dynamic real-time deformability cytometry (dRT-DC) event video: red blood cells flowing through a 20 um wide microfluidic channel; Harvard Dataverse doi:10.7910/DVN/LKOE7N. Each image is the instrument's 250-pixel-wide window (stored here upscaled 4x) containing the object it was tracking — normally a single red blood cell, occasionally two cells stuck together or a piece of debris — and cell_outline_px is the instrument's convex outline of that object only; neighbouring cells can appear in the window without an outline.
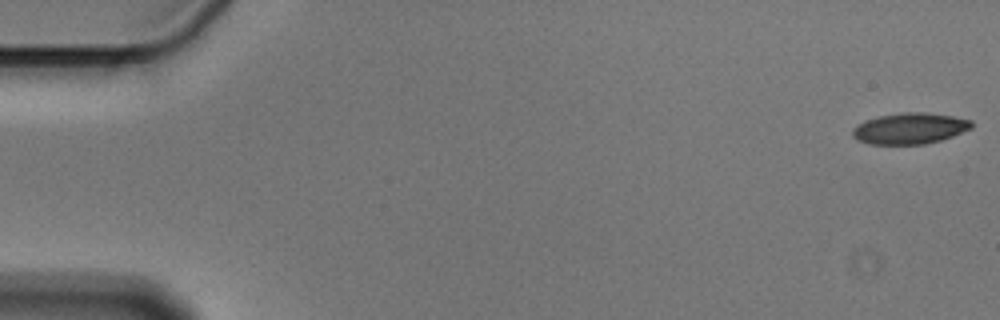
{"species": "Egyptian fruit bat (a non-hibernating species)", "species_latin": "Rousettus aegyptiacus", "temperature_condition": "cold", "stored_images_in_passage": 56, "camera_frame_rate_fps": 3000, "um_per_image_px": 0.085, "animal": {"sex": "male"}, "frame": {"image": 1, "passage_image": 1, "time_ms": 0.0, "image_size_px": [1000, 320], "cell_outline_px": [[972, 128], [952, 136], [940, 140], [924, 144], [868, 144], [856, 140], [852, 136], [852, 128], [856, 124], [864, 120], [880, 116], [904, 112], [924, 112], [952, 116], [972, 120]], "centroid_in_image_um": [77.29, 10.92], "position_along_channel_um": 7.7, "area_um2": 21.62}}
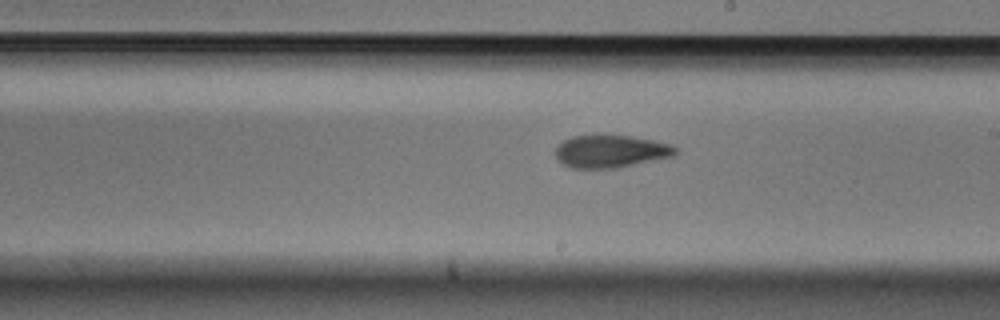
{"frame": {"image": 2, "passage_image": 32, "time_ms": 10.333, "image_size_px": [1000, 320], "cell_outline_px": [[676, 156], [616, 168], [572, 168], [564, 164], [556, 156], [556, 148], [564, 140], [572, 136], [632, 136], [672, 144], [676, 148]], "centroid_in_image_um": [51.96, 12.87], "position_along_channel_um": 237.0, "area_um2": 22.54}}
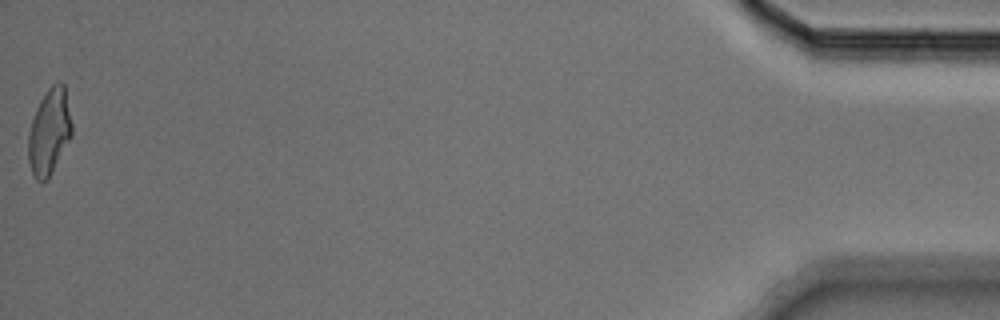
{"frame": {"image": 3, "passage_image": 56, "time_ms": 18.333, "image_size_px": [1000, 320], "cell_outline_px": [[72, 136], [48, 180], [36, 180], [32, 172], [28, 160], [28, 132], [36, 108], [40, 100], [48, 88], [52, 84], [60, 80], [64, 84], [72, 124]], "centroid_in_image_um": [4.19, 11.19], "position_along_channel_um": 431.0, "area_um2": 21.91}, "authors_computed_cell_mechanics": {"area_um2": 22.542, "velocity_mm_per_s": 3.5965, "shape_relaxation_time_tau1_ms": 6.3183, "shape_relaxation_time_tau2_ms": 2.9927, "deformation_change_tau1": 0.1673, "deformation_change_tau2": 0.0973}}